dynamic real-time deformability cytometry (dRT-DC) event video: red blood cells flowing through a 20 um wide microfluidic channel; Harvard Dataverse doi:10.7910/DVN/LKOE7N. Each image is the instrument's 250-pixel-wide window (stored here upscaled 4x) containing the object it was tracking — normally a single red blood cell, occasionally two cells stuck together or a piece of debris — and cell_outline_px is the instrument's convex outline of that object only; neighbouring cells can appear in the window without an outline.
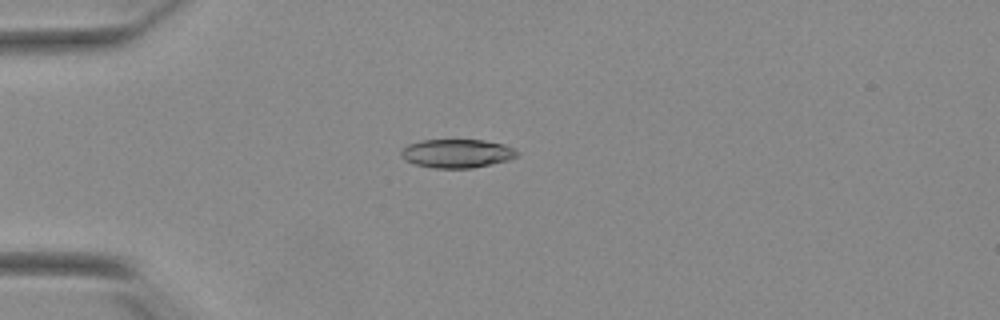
{"species": "Egyptian fruit bat (a non-hibernating species)", "species_latin": "Rousettus aegyptiacus", "temperature_condition": "warm", "stored_images_in_passage": 44, "camera_frame_rate_fps": 3000, "um_per_image_px": 0.085, "animal": {"sex": "female"}, "frame": {"image": 1, "passage_image": 5, "time_ms": 1.333, "image_size_px": [1000, 320], "cell_outline_px": [[516, 156], [508, 160], [472, 168], [432, 168], [416, 164], [404, 160], [400, 156], [400, 148], [408, 144], [420, 140], [484, 140], [504, 144], [512, 148], [516, 152]], "centroid_in_image_um": [38.76, 13.04], "position_along_channel_um": 46.2, "area_um2": 19.36}}
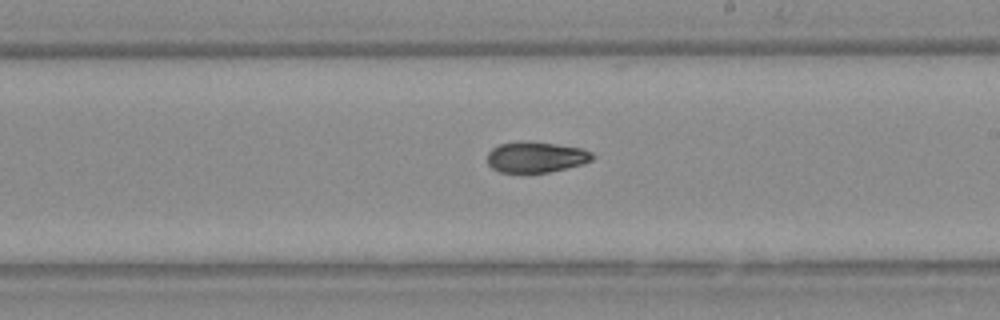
{"frame": {"image": 2, "passage_image": 22, "time_ms": 7.0, "image_size_px": [1000, 320], "cell_outline_px": [[596, 156], [592, 160], [584, 164], [548, 172], [500, 172], [492, 168], [488, 164], [488, 152], [492, 148], [500, 144], [556, 144], [580, 148], [592, 152]], "centroid_in_image_um": [45.61, 13.4], "position_along_channel_um": 243.4, "area_um2": 18.09}}
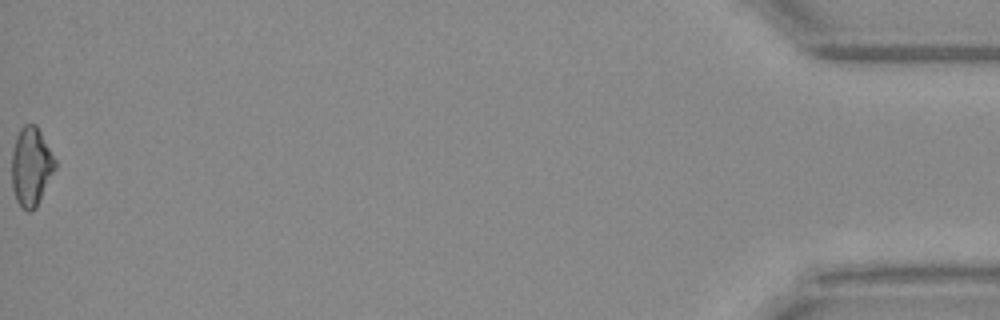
{"frame": {"image": 3, "passage_image": 44, "time_ms": 14.333, "image_size_px": [1000, 320], "cell_outline_px": [[56, 168], [36, 208], [28, 212], [16, 200], [12, 188], [12, 148], [16, 136], [20, 128], [24, 124], [36, 124], [56, 160]], "centroid_in_image_um": [2.64, 14.14], "position_along_channel_um": 432.6, "area_um2": 19.94}, "authors_computed_cell_mechanics": {"area_um2": 19.2185, "velocity_mm_per_s": 3.8934, "shape_relaxation_time_tau1_ms": 6.6632, "shape_relaxation_time_tau2_ms": 4.1929, "deformation_change_tau1": 0.1976, "deformation_change_tau2": 0.0919}}